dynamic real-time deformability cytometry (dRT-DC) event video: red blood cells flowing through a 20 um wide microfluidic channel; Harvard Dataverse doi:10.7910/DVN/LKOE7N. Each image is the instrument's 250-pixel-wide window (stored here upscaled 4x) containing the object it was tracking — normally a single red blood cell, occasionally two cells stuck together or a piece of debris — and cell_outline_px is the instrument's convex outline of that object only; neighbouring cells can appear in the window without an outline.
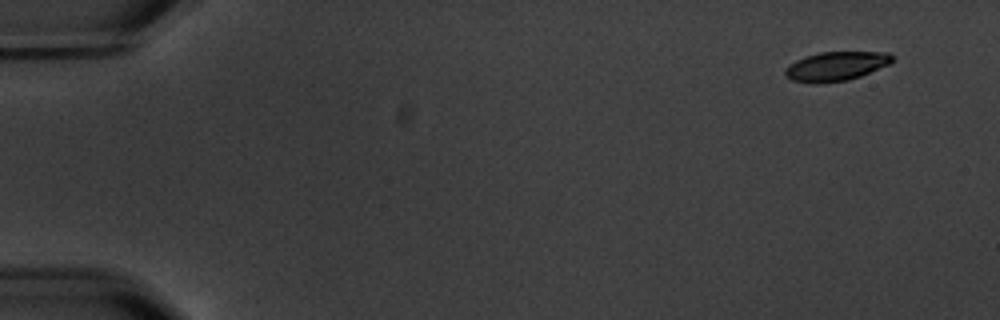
{"species": "common noctule bat (a hibernating species)", "species_latin": "Nyctalus noctula", "temperature_condition": "warm", "stored_images_in_passage": 5, "camera_frame_rate_fps": 3000, "um_per_image_px": 0.085, "animal": {"sex": "male", "body_mass_g": 20.1, "forearm_length_mm": 53.5}, "frame": {"image": 1, "passage_image": 1, "time_ms": 0.0, "image_size_px": [1000, 320], "cell_outline_px": [[892, 60], [888, 64], [860, 76], [848, 80], [792, 80], [784, 76], [784, 68], [796, 60], [820, 52], [888, 52], [892, 56]], "centroid_in_image_um": [71.07, 5.58], "position_along_channel_um": 13.9, "area_um2": 17.22}}
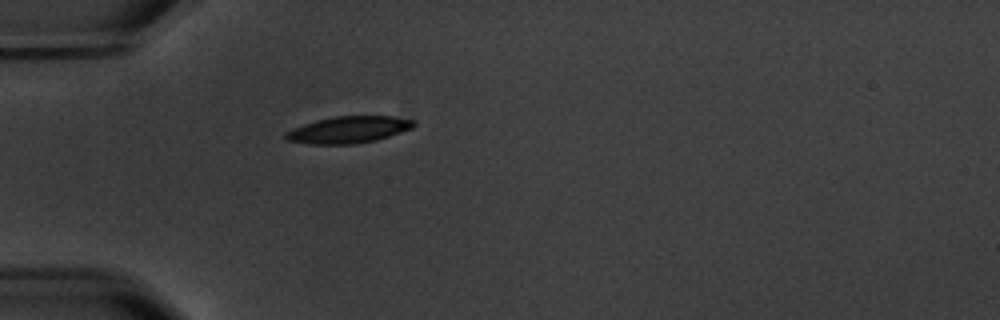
{"frame": {"image": 2, "passage_image": 5, "time_ms": 4.667, "image_size_px": [1000, 320], "cell_outline_px": [[416, 124], [412, 128], [376, 140], [352, 144], [308, 144], [288, 140], [284, 136], [284, 132], [304, 124], [316, 120], [336, 116], [392, 116], [416, 120]], "centroid_in_image_um": [29.63, 11.02], "position_along_channel_um": 55.4, "area_um2": 19.88}}